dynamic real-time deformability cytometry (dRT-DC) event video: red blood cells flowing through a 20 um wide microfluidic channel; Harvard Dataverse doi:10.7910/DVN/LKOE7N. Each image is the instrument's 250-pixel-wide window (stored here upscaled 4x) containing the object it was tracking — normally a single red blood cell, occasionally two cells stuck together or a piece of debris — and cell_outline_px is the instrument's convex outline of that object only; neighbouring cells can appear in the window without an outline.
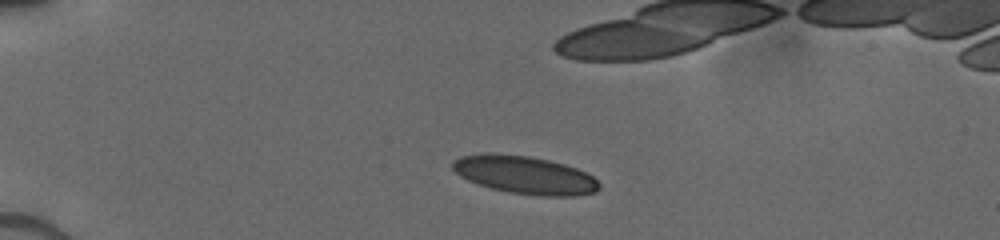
{"species": "human", "species_latin": "Homo sapiens", "temperature_condition": "cold", "stored_images_in_passage": 12, "camera_frame_rate_fps": 3000, "um_per_image_px": 0.085, "donor": {"sex": "male"}, "frame": {"image": 1, "passage_image": 3, "time_ms": 1.333, "image_size_px": [1000, 240], "cell_outline_px": [[600, 188], [596, 192], [576, 196], [540, 196], [508, 192], [488, 188], [476, 184], [460, 176], [452, 168], [452, 160], [460, 156], [488, 152], [492, 152], [528, 156], [548, 160], [564, 164], [576, 168], [592, 176], [600, 184]], "centroid_in_image_um": [44.57, 14.87], "position_along_channel_um": 40.4, "area_um2": 32.71}}
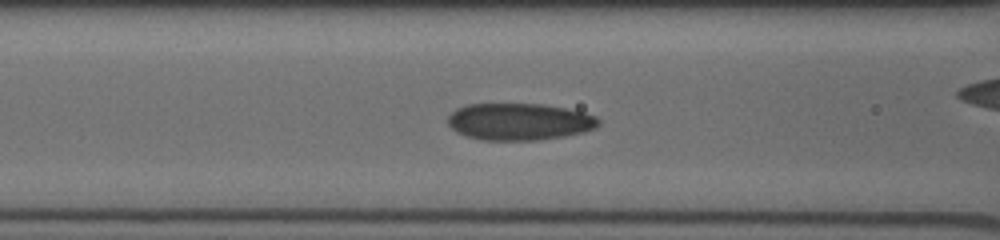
{"frame": {"image": 2, "passage_image": 9, "time_ms": 4.667, "image_size_px": [1000, 240], "cell_outline_px": [[600, 124], [596, 128], [584, 132], [564, 136], [536, 140], [480, 140], [464, 136], [456, 132], [448, 124], [448, 116], [456, 108], [468, 104], [540, 104], [564, 108], [584, 112], [596, 116], [600, 120]], "centroid_in_image_um": [44.13, 10.35], "position_along_channel_um": 122.5, "area_um2": 32.6}}